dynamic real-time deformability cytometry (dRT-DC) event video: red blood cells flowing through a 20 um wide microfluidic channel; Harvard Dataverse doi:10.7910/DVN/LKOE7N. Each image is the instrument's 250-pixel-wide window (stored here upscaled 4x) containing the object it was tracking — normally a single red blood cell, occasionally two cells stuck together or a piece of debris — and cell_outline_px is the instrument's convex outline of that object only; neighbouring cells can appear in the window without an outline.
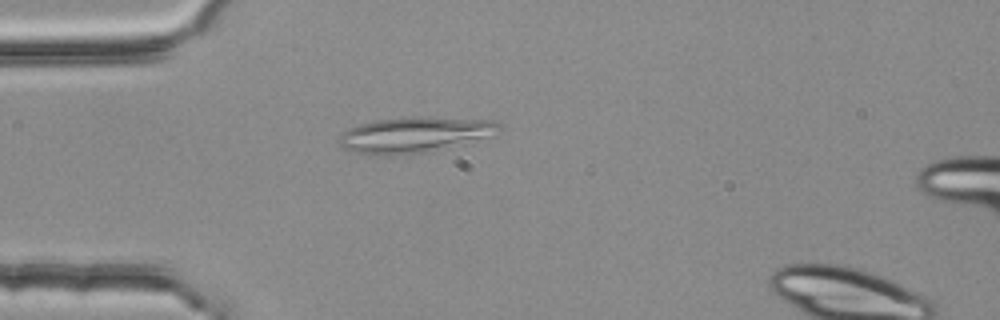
{"species": "common noctule bat (a hibernating species)", "species_latin": "Nyctalus noctula", "temperature_condition": "room temperature", "stored_images_in_passage": 4, "camera_frame_rate_fps": 3000, "um_per_image_px": 0.085, "animal": {"sex": "female", "body_mass_g": 25.1}, "frame": {"image": 1, "passage_image": 3, "time_ms": 0.667, "image_size_px": [1000, 320], "cell_outline_px": [[504, 128], [496, 136], [424, 152], [384, 156], [372, 156], [356, 152], [344, 148], [340, 144], [340, 136], [344, 132], [360, 124], [376, 120], [404, 116], [428, 116], [492, 120], [500, 124]], "centroid_in_image_um": [35.33, 11.43], "position_along_channel_um": 49.7, "area_um2": 33.58}}